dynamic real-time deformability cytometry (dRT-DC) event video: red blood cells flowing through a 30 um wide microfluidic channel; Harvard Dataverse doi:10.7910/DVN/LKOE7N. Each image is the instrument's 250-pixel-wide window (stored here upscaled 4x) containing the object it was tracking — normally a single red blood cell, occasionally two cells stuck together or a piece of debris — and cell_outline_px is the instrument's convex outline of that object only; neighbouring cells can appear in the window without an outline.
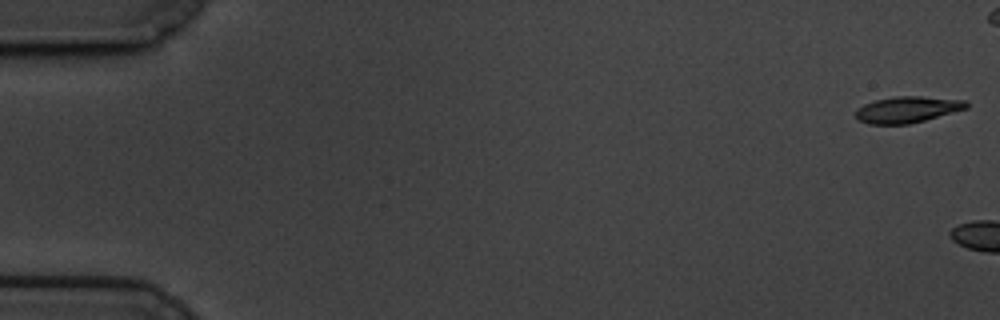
{"species": "common noctule bat (a hibernating species)", "species_latin": "Nyctalus noctula", "temperature_condition": "cold", "stored_images_in_passage": 5, "camera_frame_rate_fps": 3000, "um_per_image_px": 0.085, "animal": {"sex": "male", "body_mass_g": 19.5, "forearm_length_mm": 54.6}, "frame": {"image": 1, "passage_image": 1, "time_ms": 0.0, "image_size_px": [1000, 320], "cell_outline_px": [[968, 108], [924, 120], [908, 124], [868, 124], [860, 120], [856, 116], [856, 108], [864, 104], [876, 100], [896, 96], [920, 96], [964, 100], [968, 104]], "centroid_in_image_um": [77.11, 9.31], "position_along_channel_um": 7.9, "area_um2": 16.76}}